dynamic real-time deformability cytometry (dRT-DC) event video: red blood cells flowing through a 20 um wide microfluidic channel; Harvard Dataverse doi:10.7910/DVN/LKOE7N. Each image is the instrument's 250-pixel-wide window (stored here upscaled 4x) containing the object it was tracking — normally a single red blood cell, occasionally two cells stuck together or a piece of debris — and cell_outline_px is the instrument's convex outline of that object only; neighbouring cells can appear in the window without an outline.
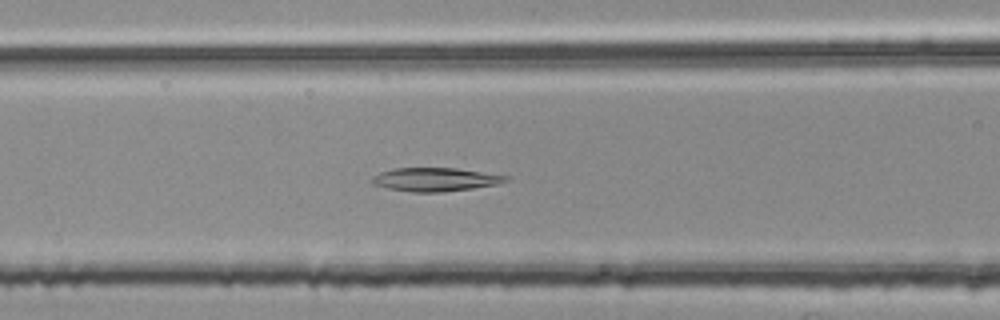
{"species": "common noctule bat (a hibernating species)", "species_latin": "Nyctalus noctula", "temperature_condition": "room temperature", "stored_images_in_passage": 52, "camera_frame_rate_fps": 3000, "um_per_image_px": 0.085, "animal": {"sex": "female", "body_mass_g": 25.1}, "frame": {"image": 1, "passage_image": 21, "time_ms": 6.667, "image_size_px": [1000, 320], "cell_outline_px": [[508, 180], [500, 184], [472, 188], [440, 192], [412, 192], [388, 188], [372, 184], [372, 176], [380, 172], [396, 168], [456, 168], [508, 176]], "centroid_in_image_um": [36.99, 15.25], "position_along_channel_um": 129.6, "area_um2": 18.21}}
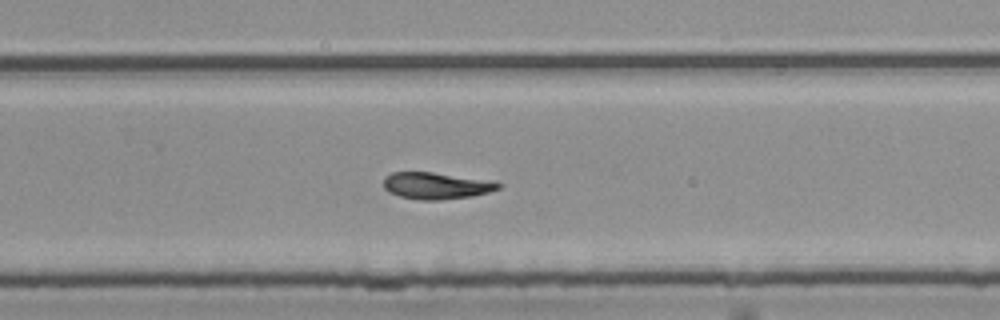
{"frame": {"image": 2, "passage_image": 34, "time_ms": 11.0, "image_size_px": [1000, 320], "cell_outline_px": [[500, 188], [488, 192], [472, 196], [440, 200], [420, 200], [400, 196], [388, 192], [384, 188], [384, 176], [392, 172], [432, 172], [500, 184]], "centroid_in_image_um": [36.94, 15.8], "position_along_channel_um": 292.9, "area_um2": 17.28}}
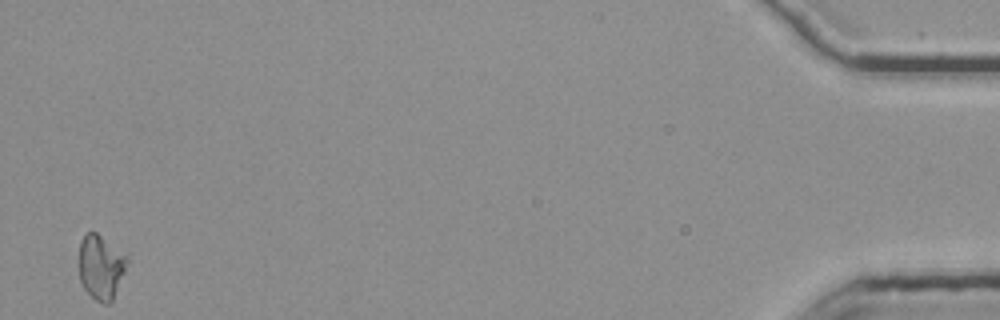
{"frame": {"image": 3, "passage_image": 52, "time_ms": 17.0, "image_size_px": [1000, 320], "cell_outline_px": [[128, 260], [124, 272], [112, 300], [108, 304], [104, 304], [96, 300], [84, 288], [80, 280], [80, 240], [84, 232], [96, 232], [124, 256]], "centroid_in_image_um": [8.54, 22.7], "position_along_channel_um": 426.7, "area_um2": 17.4}, "authors_computed_cell_mechanics": {"area_um2": 18.0914, "velocity_mm_per_s": 3.776, "shape_relaxation_time_tau1_ms": null, "shape_relaxation_time_tau2_ms": 5.9824, "deformation_change_tau1": null, "deformation_change_tau2": 0.1295}}